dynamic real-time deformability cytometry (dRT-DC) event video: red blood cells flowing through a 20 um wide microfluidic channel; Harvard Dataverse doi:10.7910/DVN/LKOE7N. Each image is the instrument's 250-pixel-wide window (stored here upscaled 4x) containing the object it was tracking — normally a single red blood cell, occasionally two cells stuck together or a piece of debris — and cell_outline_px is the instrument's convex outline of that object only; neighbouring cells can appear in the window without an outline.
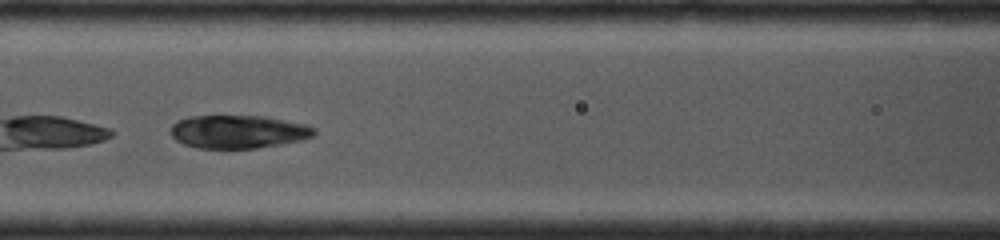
{"species": "common noctule bat (a hibernating species)", "species_latin": "Nyctalus noctula", "temperature_condition": "cold", "stored_images_in_passage": 25, "camera_frame_rate_fps": 4000, "um_per_image_px": 0.085, "animal": {"sex": "female", "body_mass_g": 19.0, "forearm_length_mm": 53.3}, "frame": {"image": 1, "passage_image": 8, "time_ms": 1.75, "image_size_px": [1000, 240], "cell_outline_px": [[316, 132], [312, 136], [300, 140], [280, 144], [256, 148], [196, 148], [184, 144], [176, 140], [172, 136], [172, 124], [188, 116], [264, 116], [304, 124], [316, 128]], "centroid_in_image_um": [20.24, 11.19], "position_along_channel_um": 146.4, "area_um2": 27.51}}
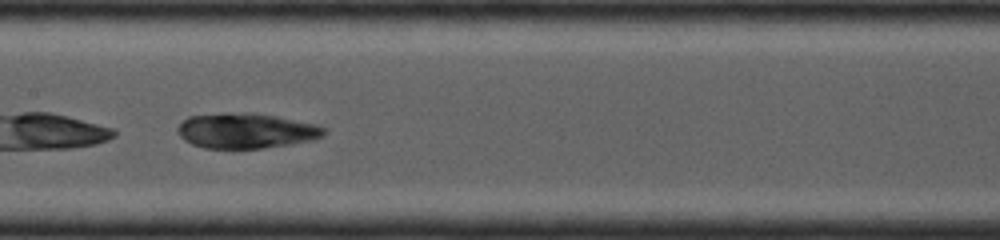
{"frame": {"image": 2, "passage_image": 11, "time_ms": 2.5, "image_size_px": [1000, 240], "cell_outline_px": [[328, 132], [324, 136], [312, 140], [264, 148], [204, 148], [192, 144], [184, 140], [180, 136], [176, 128], [188, 116], [220, 112], [252, 112], [276, 116], [316, 124], [324, 128]], "centroid_in_image_um": [20.9, 11.1], "position_along_channel_um": 186.5, "area_um2": 30.29}}